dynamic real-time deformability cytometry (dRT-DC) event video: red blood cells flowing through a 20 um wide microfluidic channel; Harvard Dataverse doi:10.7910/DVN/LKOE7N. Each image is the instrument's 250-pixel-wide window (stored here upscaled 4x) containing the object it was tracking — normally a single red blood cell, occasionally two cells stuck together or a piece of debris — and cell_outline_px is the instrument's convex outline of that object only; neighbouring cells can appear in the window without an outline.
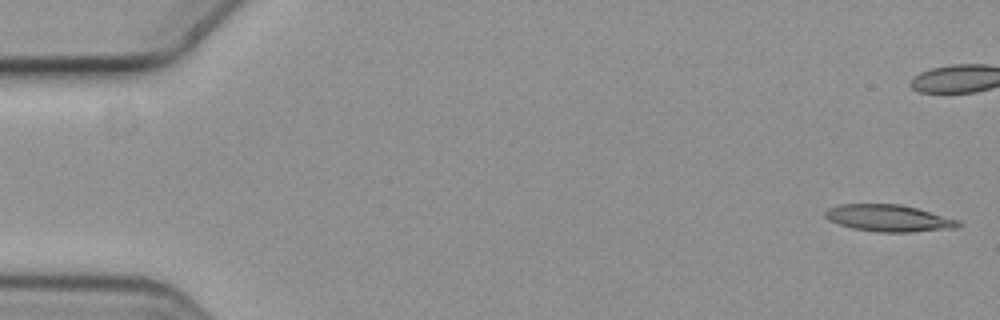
{"species": "common noctule bat (a hibernating species)", "species_latin": "Nyctalus noctula", "temperature_condition": "cold", "stored_images_in_passage": 5, "camera_frame_rate_fps": 3000, "um_per_image_px": 0.085, "animal": {"sex": "female", "body_mass_g": 19.3, "forearm_length_mm": 54.1}, "frame": {"image": 1, "passage_image": 1, "time_ms": 0.0, "image_size_px": [1000, 320], "cell_outline_px": [[960, 224], [956, 228], [908, 232], [876, 232], [852, 228], [840, 224], [824, 216], [824, 212], [828, 208], [840, 204], [900, 204], [916, 208], [960, 220]], "centroid_in_image_um": [75.54, 18.54], "position_along_channel_um": 9.5, "area_um2": 20.63}}
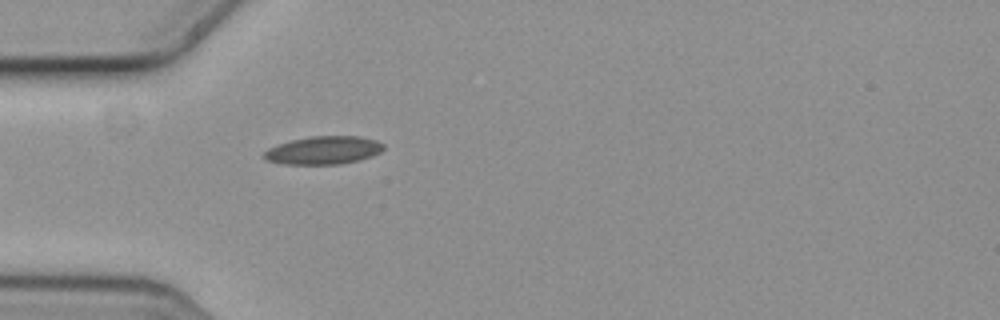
{"frame": {"image": 2, "passage_image": 5, "time_ms": 1.333, "image_size_px": [1000, 320], "cell_outline_px": [[384, 148], [380, 152], [372, 156], [360, 160], [340, 164], [284, 164], [268, 160], [260, 156], [268, 148], [276, 144], [292, 140], [312, 136], [360, 136], [376, 140], [384, 144]], "centroid_in_image_um": [27.49, 12.77], "position_along_channel_um": 57.5, "area_um2": 19.65}}